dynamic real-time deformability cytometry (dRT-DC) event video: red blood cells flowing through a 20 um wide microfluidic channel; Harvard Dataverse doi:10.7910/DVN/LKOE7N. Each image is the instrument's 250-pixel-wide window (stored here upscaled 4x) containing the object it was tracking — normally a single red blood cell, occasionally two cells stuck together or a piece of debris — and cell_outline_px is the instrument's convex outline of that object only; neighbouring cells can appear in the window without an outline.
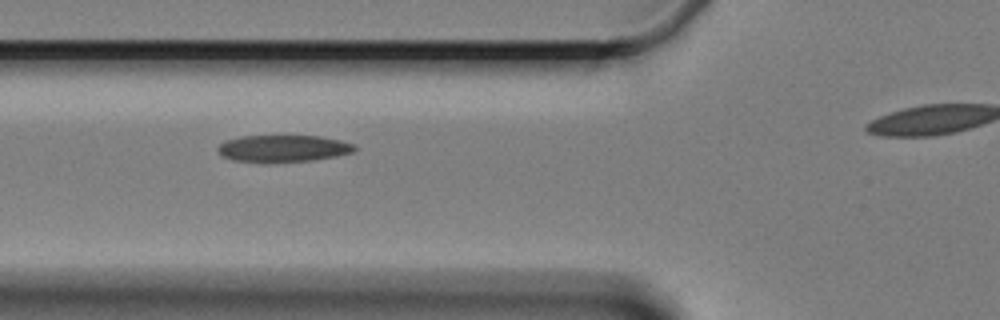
{"species": "Egyptian fruit bat (a non-hibernating species)", "species_latin": "Rousettus aegyptiacus", "temperature_condition": "cold", "stored_images_in_passage": 6, "segment_of_instrument_passage": [1, 2], "camera_frame_rate_fps": 3000, "um_per_image_px": 0.085, "animal": {"sex": "female"}, "frame": {"image": 1, "passage_image": 3, "time_ms": 2.333, "image_size_px": [1000, 320], "cell_outline_px": [[360, 148], [352, 152], [336, 156], [312, 160], [232, 160], [220, 156], [216, 148], [224, 140], [240, 136], [320, 136], [340, 140], [356, 144]], "centroid_in_image_um": [24.09, 12.58], "position_along_channel_um": 101.7, "area_um2": 20.98}}
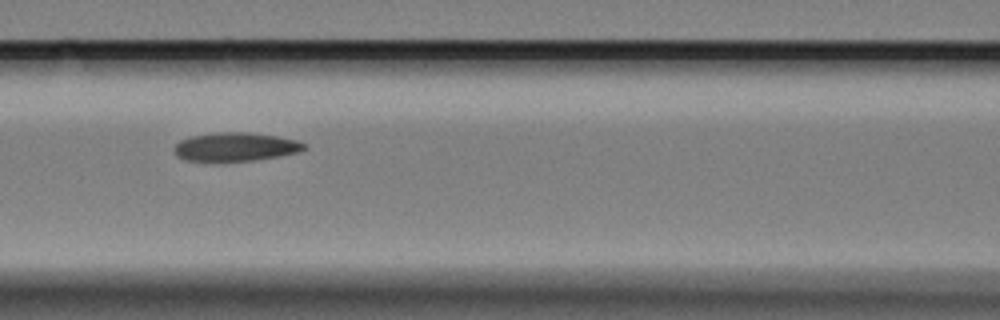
{"frame": {"image": 2, "passage_image": 4, "time_ms": 3.667, "image_size_px": [1000, 320], "cell_outline_px": [[308, 148], [300, 152], [280, 156], [252, 160], [184, 160], [176, 156], [172, 148], [180, 140], [192, 136], [216, 132], [248, 132], [276, 136], [296, 140], [308, 144]], "centroid_in_image_um": [20.05, 12.47], "position_along_channel_um": 146.6, "area_um2": 21.62}}
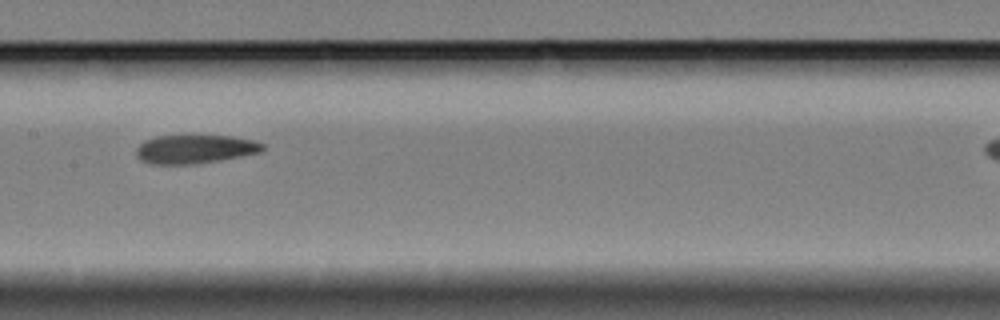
{"frame": {"image": 3, "passage_image": 5, "time_ms": 5.0, "image_size_px": [1000, 320], "cell_outline_px": [[264, 148], [260, 152], [240, 156], [192, 164], [148, 164], [140, 160], [136, 156], [136, 148], [144, 140], [156, 136], [232, 136], [252, 140], [264, 144]], "centroid_in_image_um": [16.51, 12.67], "position_along_channel_um": 190.9, "area_um2": 20.92}}